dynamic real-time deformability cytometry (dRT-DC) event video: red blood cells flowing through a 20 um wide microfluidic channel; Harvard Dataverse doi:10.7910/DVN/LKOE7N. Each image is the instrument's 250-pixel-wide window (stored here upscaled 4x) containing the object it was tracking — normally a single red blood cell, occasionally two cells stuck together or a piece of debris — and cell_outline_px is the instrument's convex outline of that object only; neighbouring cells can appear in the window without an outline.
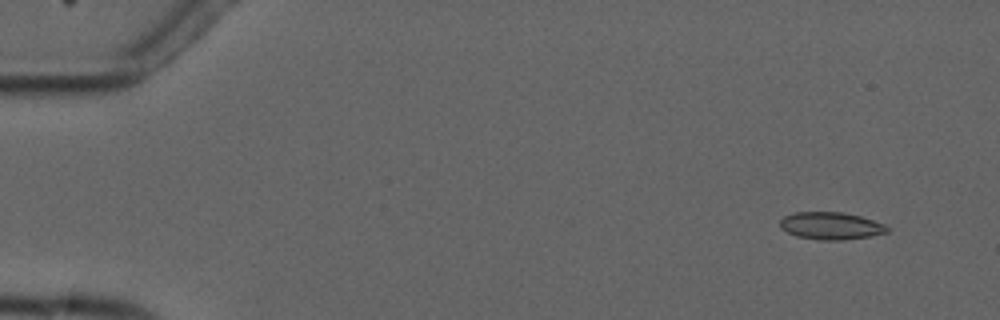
{"species": "common noctule bat (a hibernating species)", "species_latin": "Nyctalus noctula", "temperature_condition": "cold", "stored_images_in_passage": 6, "camera_frame_rate_fps": 3000, "um_per_image_px": 0.085, "animal": {"sex": "male", "forearm_length_mm": 52.5}, "frame": {"image": 1, "passage_image": 2, "time_ms": 1.0, "image_size_px": [1000, 320], "cell_outline_px": [[888, 232], [868, 236], [840, 240], [820, 240], [796, 236], [780, 228], [780, 220], [784, 216], [796, 212], [840, 212], [860, 216], [884, 224], [888, 228]], "centroid_in_image_um": [70.59, 19.19], "position_along_channel_um": 14.4, "area_um2": 16.88}}